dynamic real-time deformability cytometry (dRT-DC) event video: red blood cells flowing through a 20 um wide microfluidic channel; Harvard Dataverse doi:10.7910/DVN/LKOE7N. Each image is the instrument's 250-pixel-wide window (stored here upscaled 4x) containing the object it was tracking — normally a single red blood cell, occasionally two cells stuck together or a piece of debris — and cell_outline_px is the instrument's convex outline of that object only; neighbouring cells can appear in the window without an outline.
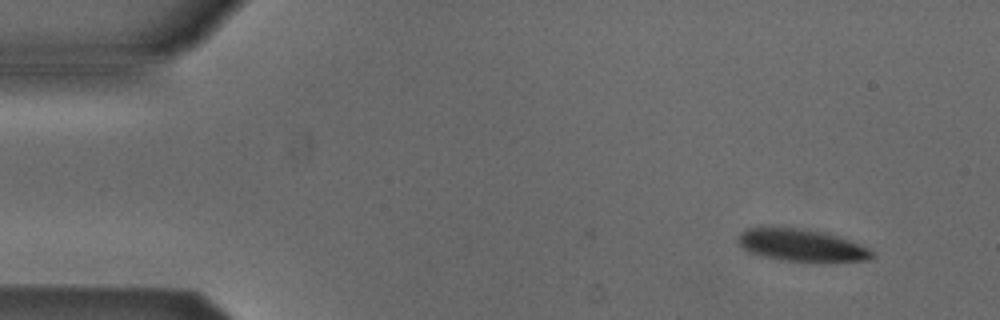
{"species": "Egyptian fruit bat (a non-hibernating species)", "species_latin": "Rousettus aegyptiacus", "temperature_condition": "cold", "stored_images_in_passage": 2, "camera_frame_rate_fps": 3000, "um_per_image_px": 0.085, "animal": {"sex": "male"}, "frame": {"image": 1, "passage_image": 2, "time_ms": 1.0, "image_size_px": [1000, 320], "cell_outline_px": [[876, 256], [868, 260], [820, 264], [780, 260], [748, 252], [736, 240], [736, 236], [744, 228], [760, 224], [768, 224], [800, 228], [824, 232], [860, 244], [868, 248]], "centroid_in_image_um": [68.06, 20.83], "position_along_channel_um": 16.9, "area_um2": 26.7}}